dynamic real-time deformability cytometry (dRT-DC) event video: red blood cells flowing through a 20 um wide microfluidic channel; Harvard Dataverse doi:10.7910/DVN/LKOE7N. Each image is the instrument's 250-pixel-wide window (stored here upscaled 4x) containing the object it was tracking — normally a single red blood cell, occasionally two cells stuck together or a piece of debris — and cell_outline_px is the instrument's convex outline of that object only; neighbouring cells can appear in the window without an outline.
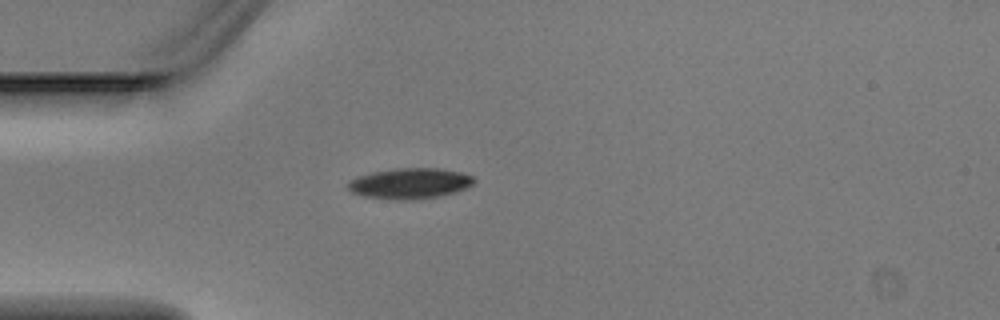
{"species": "Egyptian fruit bat (a non-hibernating species)", "species_latin": "Rousettus aegyptiacus", "temperature_condition": "warm", "stored_images_in_passage": 1, "camera_frame_rate_fps": 3000, "um_per_image_px": 0.085, "animal": {"sex": "male"}, "frame": {"image": 1, "passage_image": 1, "time_ms": 0.0, "image_size_px": [1000, 320], "cell_outline_px": [[476, 180], [472, 184], [456, 192], [440, 196], [412, 200], [396, 200], [364, 196], [352, 192], [348, 188], [348, 184], [352, 180], [360, 176], [372, 172], [396, 168], [440, 168], [460, 172], [472, 176]], "centroid_in_image_um": [34.87, 15.59], "position_along_channel_um": 50.1, "area_um2": 22.37}}